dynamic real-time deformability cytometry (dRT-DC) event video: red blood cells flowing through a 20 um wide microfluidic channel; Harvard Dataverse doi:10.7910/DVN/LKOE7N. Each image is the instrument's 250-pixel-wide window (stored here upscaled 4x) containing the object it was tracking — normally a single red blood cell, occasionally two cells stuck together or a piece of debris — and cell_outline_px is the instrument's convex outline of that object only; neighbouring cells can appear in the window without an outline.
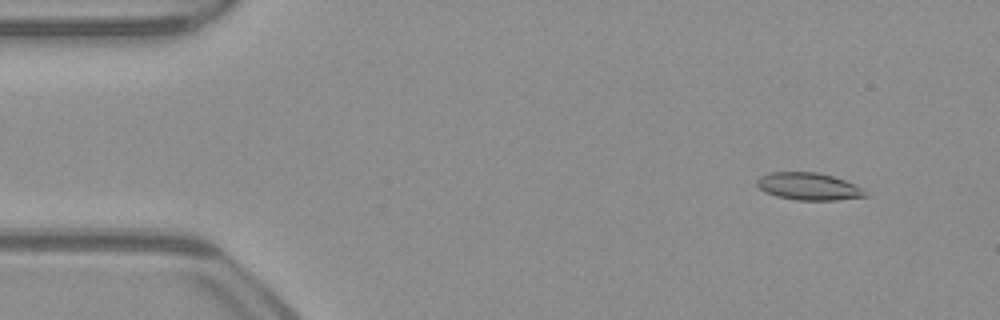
{"species": "common noctule bat (a hibernating species)", "species_latin": "Nyctalus noctula", "temperature_condition": "warm", "stored_images_in_passage": 50, "camera_frame_rate_fps": 3000, "um_per_image_px": 0.085, "animal": {"sex": "male", "body_mass_g": 23.1, "forearm_length_mm": 52.7}, "frame": {"image": 1, "passage_image": 3, "time_ms": 0.667, "image_size_px": [1000, 320], "cell_outline_px": [[868, 196], [836, 200], [796, 200], [776, 196], [764, 192], [756, 184], [756, 180], [760, 176], [772, 172], [816, 172], [832, 176], [844, 180], [860, 188]], "centroid_in_image_um": [68.67, 15.85], "position_along_channel_um": 16.3, "area_um2": 17.05}}
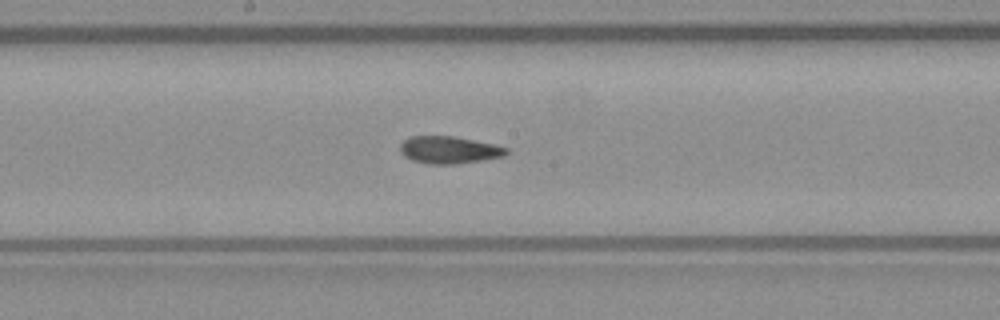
{"frame": {"image": 2, "passage_image": 25, "time_ms": 8.0, "image_size_px": [1000, 320], "cell_outline_px": [[508, 152], [504, 156], [456, 164], [428, 164], [412, 160], [404, 156], [400, 152], [400, 144], [404, 140], [412, 136], [452, 136], [492, 144], [508, 148]], "centroid_in_image_um": [38.13, 12.75], "position_along_channel_um": 210.1, "area_um2": 16.7}}
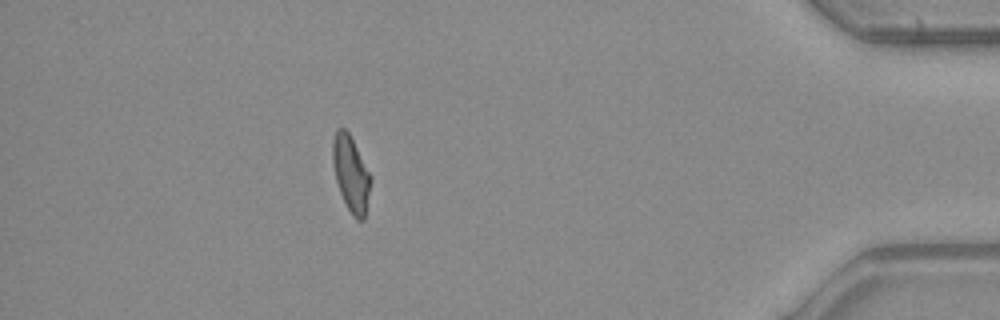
{"frame": {"image": 3, "passage_image": 44, "time_ms": 14.333, "image_size_px": [1000, 320], "cell_outline_px": [[372, 180], [364, 220], [356, 220], [352, 216], [340, 192], [336, 180], [332, 164], [332, 140], [336, 128], [344, 128], [348, 132], [372, 176]], "centroid_in_image_um": [29.83, 14.77], "position_along_channel_um": 405.4, "area_um2": 16.88}, "authors_computed_cell_mechanics": {"area_um2": 17.051, "velocity_mm_per_s": 3.9757, "shape_relaxation_time_tau1_ms": null, "shape_relaxation_time_tau2_ms": 2.7579, "deformation_change_tau1": null, "deformation_change_tau2": 0.0867}}